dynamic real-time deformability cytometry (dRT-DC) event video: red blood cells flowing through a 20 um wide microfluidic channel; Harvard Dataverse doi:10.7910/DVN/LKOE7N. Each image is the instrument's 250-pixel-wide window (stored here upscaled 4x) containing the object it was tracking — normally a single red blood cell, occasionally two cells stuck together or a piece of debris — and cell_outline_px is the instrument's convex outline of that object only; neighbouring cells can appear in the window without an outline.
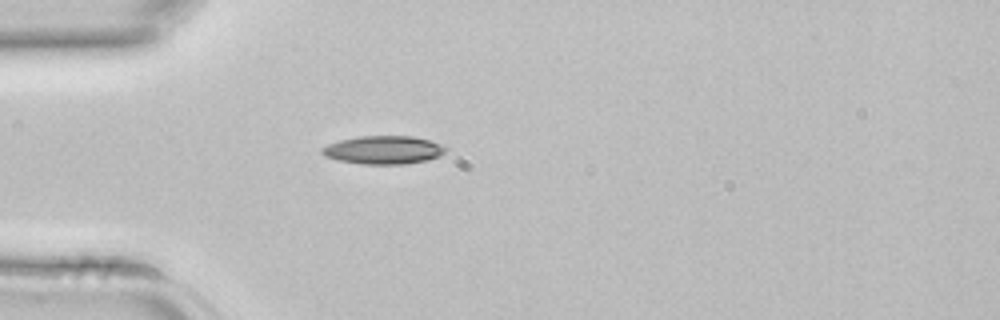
{"species": "common noctule bat (a hibernating species)", "species_latin": "Nyctalus noctula", "temperature_condition": "room temperature", "stored_images_in_passage": 1, "camera_frame_rate_fps": 3000, "um_per_image_px": 0.085, "animal": {"sex": "female", "body_mass_g": 22.7, "forearm_length_mm": 54.2}, "frame": {"image": 1, "passage_image": 1, "time_ms": 0.0, "image_size_px": [1000, 320], "cell_outline_px": [[448, 148], [440, 156], [428, 160], [404, 164], [360, 164], [340, 160], [324, 156], [320, 152], [320, 148], [328, 144], [340, 140], [360, 136], [412, 136], [428, 140], [440, 144]], "centroid_in_image_um": [32.58, 12.75], "position_along_channel_um": 52.4, "area_um2": 20.35}}